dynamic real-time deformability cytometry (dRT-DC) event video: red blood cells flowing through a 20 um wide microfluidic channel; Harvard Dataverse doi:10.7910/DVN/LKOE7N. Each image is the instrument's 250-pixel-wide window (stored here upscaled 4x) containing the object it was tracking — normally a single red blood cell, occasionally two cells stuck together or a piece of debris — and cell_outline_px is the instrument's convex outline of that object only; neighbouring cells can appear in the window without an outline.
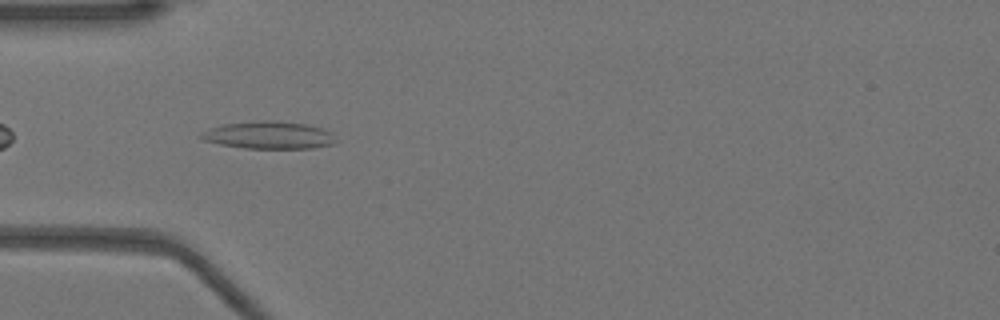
{"species": "Egyptian fruit bat (a non-hibernating species)", "species_latin": "Rousettus aegyptiacus", "temperature_condition": "warm", "stored_images_in_passage": 37, "camera_frame_rate_fps": 3000, "um_per_image_px": 0.085, "animal": {"sex": "female"}, "frame": {"image": 1, "passage_image": 3, "time_ms": 0.667, "image_size_px": [1000, 320], "cell_outline_px": [[336, 144], [312, 148], [244, 148], [220, 144], [204, 140], [200, 136], [200, 132], [224, 124], [264, 120], [268, 120], [304, 124], [320, 128], [332, 132], [336, 140]], "centroid_in_image_um": [22.88, 11.5], "position_along_channel_um": 62.1, "area_um2": 21.33}}
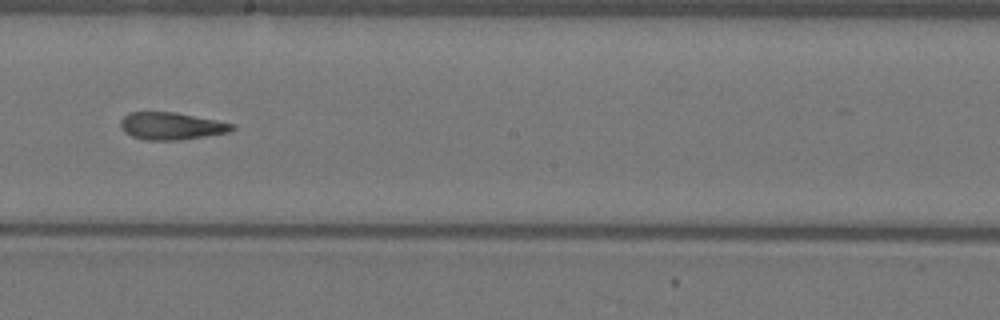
{"frame": {"image": 2, "passage_image": 16, "time_ms": 5.0, "image_size_px": [1000, 320], "cell_outline_px": [[236, 128], [232, 132], [180, 140], [144, 140], [132, 136], [124, 132], [120, 128], [120, 120], [128, 112], [176, 112], [236, 124]], "centroid_in_image_um": [14.58, 10.71], "position_along_channel_um": 233.6, "area_um2": 18.03}}
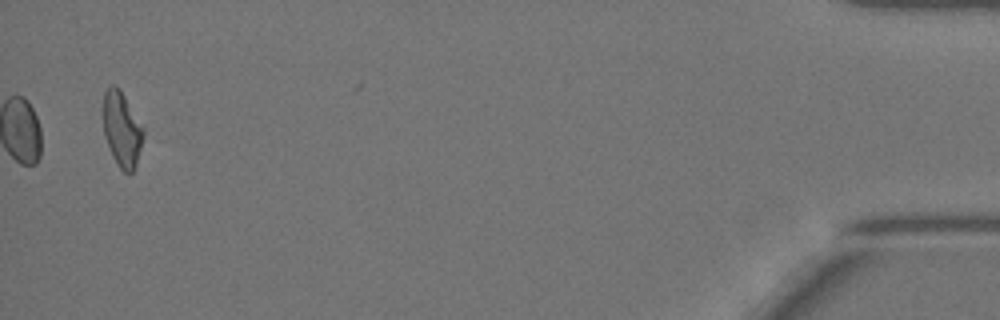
{"frame": {"image": 3, "passage_image": 37, "time_ms": 12.0, "image_size_px": [1000, 320], "cell_outline_px": [[144, 136], [136, 164], [132, 172], [124, 172], [120, 168], [112, 156], [104, 136], [104, 92], [112, 84], [120, 88], [144, 128]], "centroid_in_image_um": [10.37, 10.98], "position_along_channel_um": 424.8, "area_um2": 17.4}, "authors_computed_cell_mechanics": {"area_um2": 18.0336, "velocity_mm_per_s": 3.9697, "shape_relaxation_time_tau1_ms": null, "shape_relaxation_time_tau2_ms": 3.7568, "deformation_change_tau1": null, "deformation_change_tau2": 0.142}}